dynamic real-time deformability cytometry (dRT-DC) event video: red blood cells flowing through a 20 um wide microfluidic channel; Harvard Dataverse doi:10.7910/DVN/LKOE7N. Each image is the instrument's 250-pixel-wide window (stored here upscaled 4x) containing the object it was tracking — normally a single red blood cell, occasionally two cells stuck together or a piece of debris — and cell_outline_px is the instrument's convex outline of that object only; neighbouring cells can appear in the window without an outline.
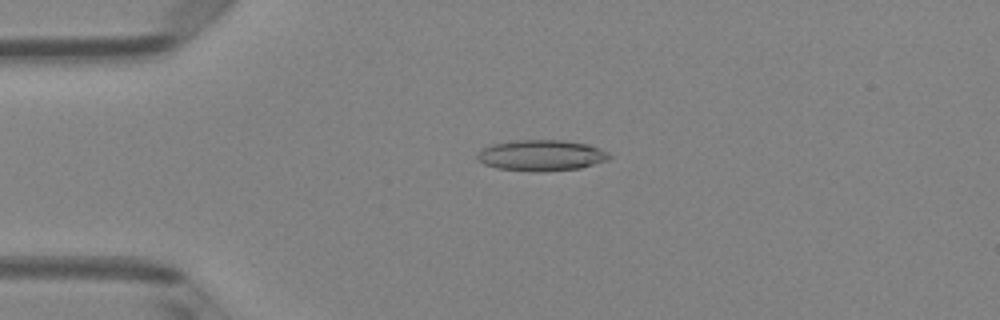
{"species": "Egyptian fruit bat (a non-hibernating species)", "species_latin": "Rousettus aegyptiacus", "temperature_condition": "room temperature", "stored_images_in_passage": 48, "camera_frame_rate_fps": 3000, "um_per_image_px": 0.085, "animal": {"sex": "female"}, "frame": {"image": 1, "passage_image": 11, "time_ms": 3.333, "image_size_px": [1000, 320], "cell_outline_px": [[612, 156], [608, 160], [580, 168], [544, 172], [532, 172], [496, 168], [484, 164], [476, 160], [476, 152], [492, 144], [516, 140], [564, 140], [588, 144], [600, 148], [608, 152]], "centroid_in_image_um": [46.0, 13.21], "position_along_channel_um": 39.0, "area_um2": 24.16}}
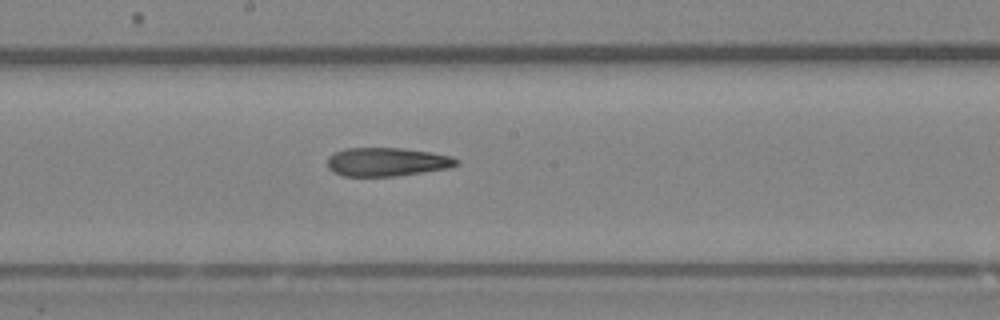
{"frame": {"image": 2, "passage_image": 26, "time_ms": 8.333, "image_size_px": [1000, 320], "cell_outline_px": [[460, 164], [448, 168], [396, 176], [344, 176], [332, 172], [328, 168], [328, 156], [344, 148], [404, 148], [432, 152], [452, 156], [460, 160]], "centroid_in_image_um": [32.91, 13.75], "position_along_channel_um": 215.3, "area_um2": 21.68}}
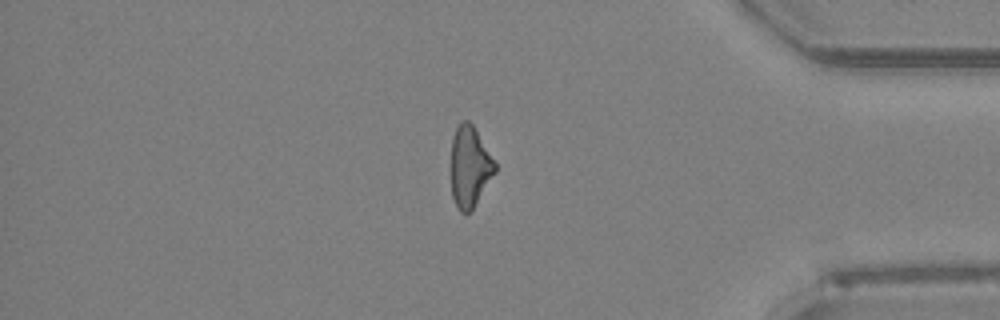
{"frame": {"image": 3, "passage_image": 41, "time_ms": 13.333, "image_size_px": [1000, 320], "cell_outline_px": [[496, 172], [472, 208], [468, 212], [460, 212], [456, 208], [452, 196], [452, 136], [460, 120], [468, 120], [472, 124], [496, 164]], "centroid_in_image_um": [39.91, 14.15], "position_along_channel_um": 395.3, "area_um2": 20.35}, "authors_computed_cell_mechanics": {"area_um2": 22.3686, "velocity_mm_per_s": 4.1407, "shape_relaxation_time_tau1_ms": null, "shape_relaxation_time_tau2_ms": 7.8516, "deformation_change_tau1": null, "deformation_change_tau2": 0.2501}}